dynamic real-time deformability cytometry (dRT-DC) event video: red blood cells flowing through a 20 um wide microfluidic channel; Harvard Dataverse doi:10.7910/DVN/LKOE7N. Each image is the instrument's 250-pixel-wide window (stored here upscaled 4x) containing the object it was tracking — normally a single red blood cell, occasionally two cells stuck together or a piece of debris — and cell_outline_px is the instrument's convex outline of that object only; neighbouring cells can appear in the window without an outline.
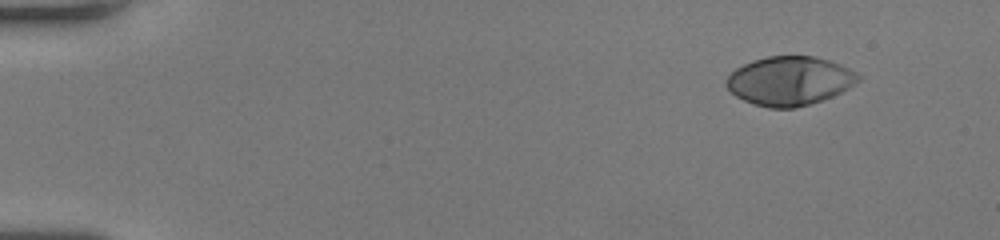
{"species": "human", "species_latin": "Homo sapiens", "temperature_condition": "room temperature", "stored_images_in_passage": 48, "camera_frame_rate_fps": 3000, "um_per_image_px": 0.085, "donor": {"sex": "female"}, "frame": {"image": 1, "passage_image": 1, "time_ms": 0.0, "image_size_px": [1000, 240], "cell_outline_px": [[860, 80], [848, 88], [832, 96], [796, 108], [768, 108], [744, 100], [736, 96], [724, 84], [724, 80], [736, 68], [752, 60], [768, 56], [816, 56], [840, 64], [856, 72], [860, 76]], "centroid_in_image_um": [67.1, 6.86], "position_along_channel_um": 17.9, "area_um2": 37.45}}
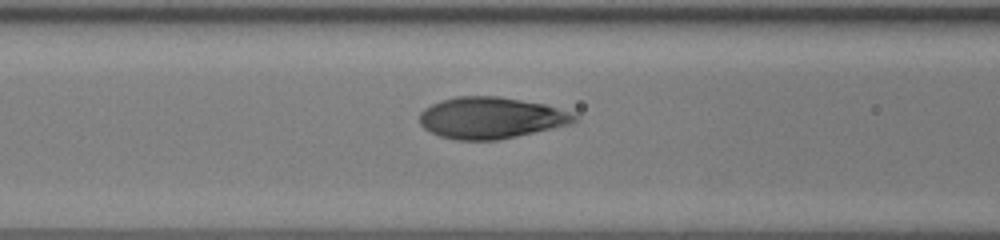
{"frame": {"image": 2, "passage_image": 19, "time_ms": 6.0, "image_size_px": [1000, 240], "cell_outline_px": [[580, 116], [576, 120], [568, 124], [552, 128], [500, 140], [456, 140], [440, 136], [424, 128], [420, 124], [420, 112], [424, 108], [440, 100], [456, 96], [500, 96], [544, 104], [572, 112]], "centroid_in_image_um": [41.72, 10.01], "position_along_channel_um": 124.9, "area_um2": 37.45}}
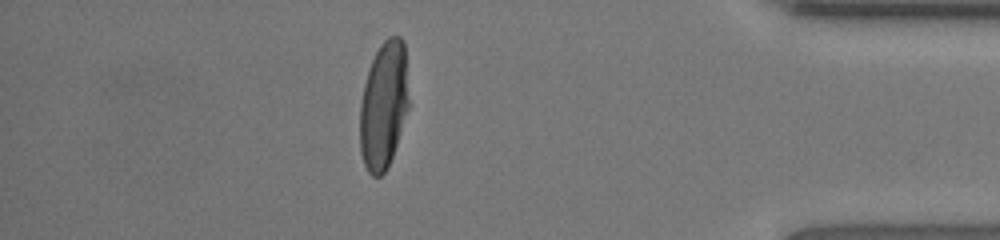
{"frame": {"image": 3, "passage_image": 42, "time_ms": 13.667, "image_size_px": [1000, 240], "cell_outline_px": [[408, 108], [392, 156], [384, 172], [380, 176], [372, 176], [368, 172], [364, 164], [360, 152], [360, 104], [364, 84], [368, 68], [380, 44], [388, 36], [400, 36], [404, 40], [408, 100]], "centroid_in_image_um": [32.59, 8.92], "position_along_channel_um": 402.6, "area_um2": 36.07}, "authors_computed_cell_mechanics": {"area_um2": 37.1365, "velocity_mm_per_s": 4.0814, "shape_relaxation_time_tau1_ms": 3.3623, "shape_relaxation_time_tau2_ms": null, "deformation_change_tau1": 0.2343, "deformation_change_tau2": null}}